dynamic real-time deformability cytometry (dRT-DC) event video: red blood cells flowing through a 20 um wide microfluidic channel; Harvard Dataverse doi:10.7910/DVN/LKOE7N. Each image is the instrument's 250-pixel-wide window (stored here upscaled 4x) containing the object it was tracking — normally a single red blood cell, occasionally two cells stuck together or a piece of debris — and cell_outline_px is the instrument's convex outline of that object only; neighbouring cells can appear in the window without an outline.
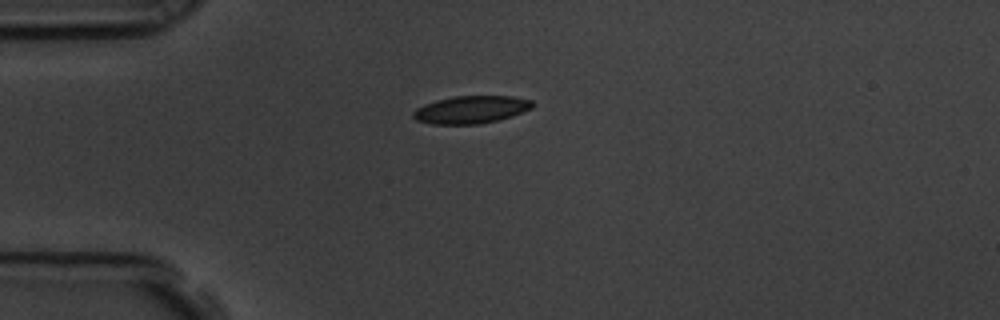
{"species": "common noctule bat (a hibernating species)", "species_latin": "Nyctalus noctula", "temperature_condition": "room temperature", "stored_images_in_passage": 44, "camera_frame_rate_fps": 3000, "um_per_image_px": 0.085, "animal": {"sex": "male", "body_mass_g": 19.5, "forearm_length_mm": 54.6}, "frame": {"image": 1, "passage_image": 1, "time_ms": 0.0, "image_size_px": [1000, 320], "cell_outline_px": [[536, 104], [532, 108], [512, 116], [480, 124], [432, 124], [416, 120], [412, 116], [412, 112], [416, 108], [424, 104], [436, 100], [452, 96], [512, 96], [532, 100]], "centroid_in_image_um": [40.04, 9.31], "position_along_channel_um": 45.0, "area_um2": 19.31}}
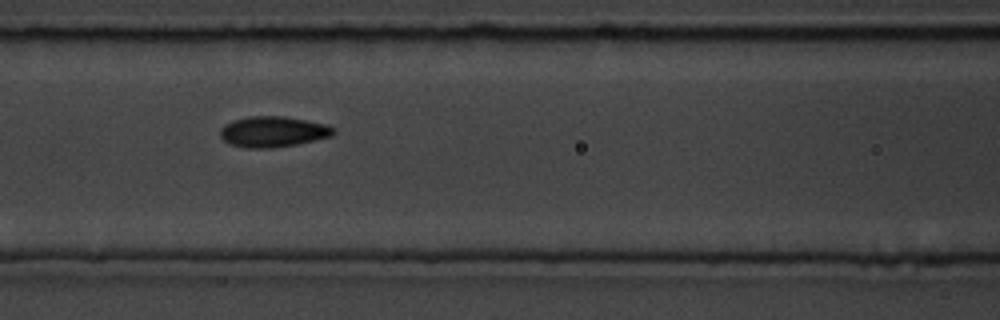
{"frame": {"image": 2, "passage_image": 11, "time_ms": 3.333, "image_size_px": [1000, 320], "cell_outline_px": [[336, 132], [332, 136], [296, 144], [272, 148], [248, 148], [228, 144], [220, 136], [220, 128], [224, 124], [248, 116], [284, 116], [328, 124], [336, 128]], "centroid_in_image_um": [23.22, 11.19], "position_along_channel_um": 143.4, "area_um2": 20.4}}
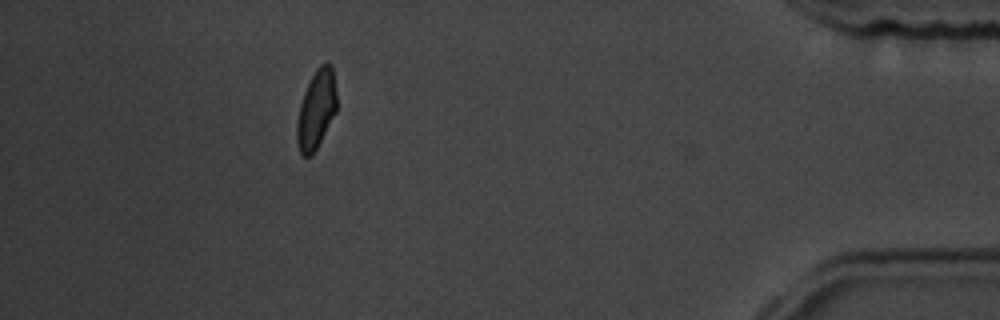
{"frame": {"image": 3, "passage_image": 38, "time_ms": 12.333, "image_size_px": [1000, 320], "cell_outline_px": [[336, 112], [312, 156], [304, 156], [300, 152], [296, 140], [296, 124], [300, 104], [304, 92], [316, 68], [320, 64], [328, 60], [332, 64], [336, 92]], "centroid_in_image_um": [26.88, 9.28], "position_along_channel_um": 408.3, "area_um2": 18.32}, "authors_computed_cell_mechanics": {"area_um2": 19.0451, "velocity_mm_per_s": 3.5367, "shape_relaxation_time_tau1_ms": 2.2315, "shape_relaxation_time_tau2_ms": 1.4785, "deformation_change_tau1": 0.1115, "deformation_change_tau2": 0.0663}}